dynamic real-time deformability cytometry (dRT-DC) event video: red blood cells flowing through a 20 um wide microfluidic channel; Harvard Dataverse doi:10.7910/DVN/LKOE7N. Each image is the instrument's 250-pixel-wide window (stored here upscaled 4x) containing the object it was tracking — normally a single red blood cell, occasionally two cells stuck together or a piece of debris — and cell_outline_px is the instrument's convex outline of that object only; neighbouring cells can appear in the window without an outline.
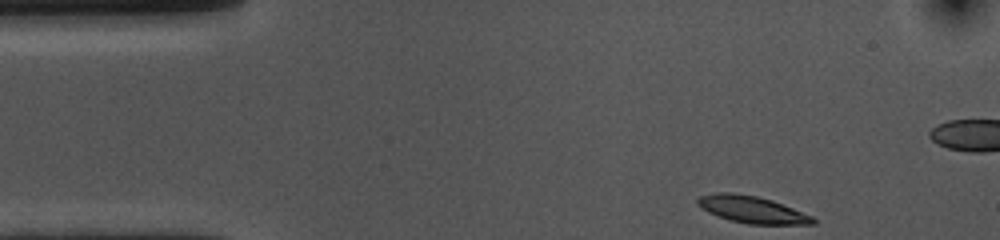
{"species": "common noctule bat (a hibernating species)", "species_latin": "Nyctalus noctula", "temperature_condition": "cold", "stored_images_in_passage": 39, "camera_frame_rate_fps": 3000, "um_per_image_px": 0.085, "animal": {"sex": "female", "body_mass_g": 10.0, "forearm_length_mm": 53.1}, "frame": {"image": 1, "passage_image": 1, "time_ms": 0.0, "image_size_px": [1000, 240], "cell_outline_px": [[816, 224], [748, 224], [732, 220], [708, 212], [696, 204], [696, 200], [700, 196], [716, 192], [732, 192], [756, 196], [772, 200], [812, 216], [816, 220]], "centroid_in_image_um": [63.91, 17.8], "position_along_channel_um": 21.1, "area_um2": 17.92}}
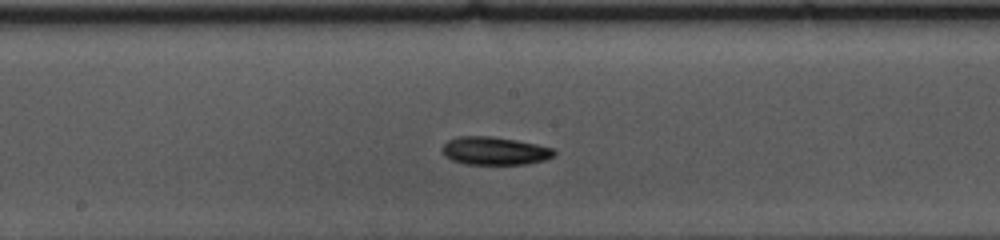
{"frame": {"image": 2, "passage_image": 22, "time_ms": 7.0, "image_size_px": [1000, 240], "cell_outline_px": [[556, 152], [552, 156], [544, 160], [528, 164], [464, 164], [452, 160], [444, 156], [440, 148], [448, 140], [460, 136], [492, 136], [516, 140], [536, 144], [552, 148]], "centroid_in_image_um": [42.0, 12.82], "position_along_channel_um": 206.2, "area_um2": 18.32}}
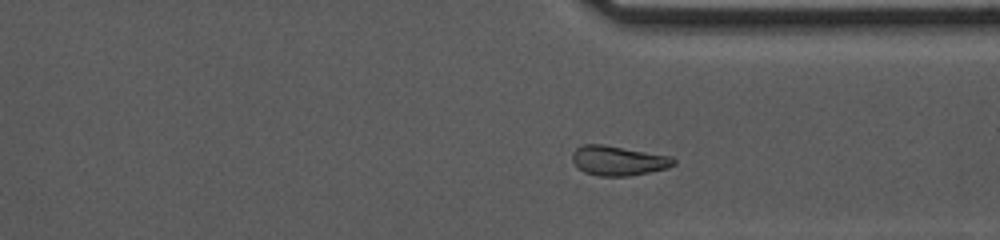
{"frame": {"image": 3, "passage_image": 35, "time_ms": 11.333, "image_size_px": [1000, 240], "cell_outline_px": [[676, 164], [664, 168], [648, 172], [628, 176], [600, 176], [584, 172], [576, 168], [572, 160], [572, 152], [576, 148], [584, 144], [604, 144], [672, 156], [676, 160]], "centroid_in_image_um": [52.52, 13.64], "position_along_channel_um": 358.9, "area_um2": 17.63}, "authors_computed_cell_mechanics": {"area_um2": 18.0336, "velocity_mm_per_s": 3.5294, "shape_relaxation_time_tau1_ms": 3.1813, "shape_relaxation_time_tau2_ms": null, "deformation_change_tau1": 0.099, "deformation_change_tau2": null}}